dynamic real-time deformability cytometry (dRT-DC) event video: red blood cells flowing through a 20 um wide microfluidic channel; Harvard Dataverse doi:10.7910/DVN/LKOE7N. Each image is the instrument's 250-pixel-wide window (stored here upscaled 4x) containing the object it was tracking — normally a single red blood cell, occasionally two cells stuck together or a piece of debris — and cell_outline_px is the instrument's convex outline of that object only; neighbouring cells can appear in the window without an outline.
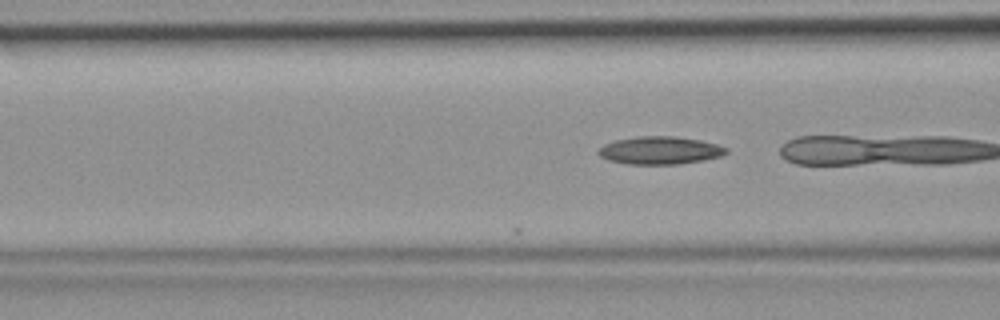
{"species": "common noctule bat (a hibernating species)", "species_latin": "Nyctalus noctula", "temperature_condition": "room temperature", "stored_images_in_passage": 5, "camera_frame_rate_fps": 3000, "um_per_image_px": 0.085, "animal": {"sex": "female", "body_mass_g": 19.9}, "frame": {"image": 1, "passage_image": 5, "time_ms": 1.333, "image_size_px": [1000, 320], "cell_outline_px": [[728, 152], [720, 156], [704, 160], [676, 164], [628, 164], [608, 160], [600, 156], [596, 152], [604, 144], [616, 140], [636, 136], [676, 136], [700, 140], [716, 144], [728, 148]], "centroid_in_image_um": [56.08, 12.78], "position_along_channel_um": 110.5, "area_um2": 20.69}}